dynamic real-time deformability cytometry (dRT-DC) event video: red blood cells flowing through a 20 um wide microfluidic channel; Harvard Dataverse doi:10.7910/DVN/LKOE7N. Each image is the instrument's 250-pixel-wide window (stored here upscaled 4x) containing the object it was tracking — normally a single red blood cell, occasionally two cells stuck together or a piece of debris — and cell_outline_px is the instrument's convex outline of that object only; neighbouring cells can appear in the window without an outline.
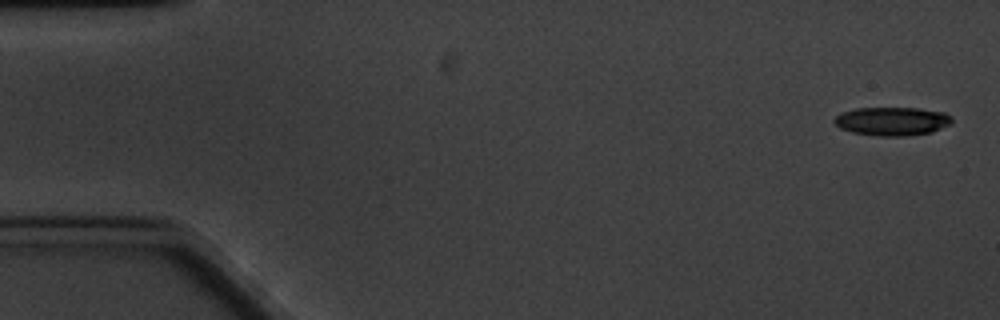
{"species": "common noctule bat (a hibernating species)", "species_latin": "Nyctalus noctula", "temperature_condition": "cold", "stored_images_in_passage": 6, "camera_frame_rate_fps": 3000, "um_per_image_px": 0.085, "animal": {"sex": "male", "body_mass_g": 20.1, "forearm_length_mm": 53.5}, "frame": {"image": 1, "passage_image": 1, "time_ms": 0.0, "image_size_px": [1000, 320], "cell_outline_px": [[952, 120], [948, 124], [932, 132], [908, 136], [880, 136], [852, 132], [840, 128], [832, 120], [836, 116], [844, 112], [856, 108], [920, 108], [944, 112], [952, 116]], "centroid_in_image_um": [75.83, 10.3], "position_along_channel_um": 9.2, "area_um2": 19.48}}
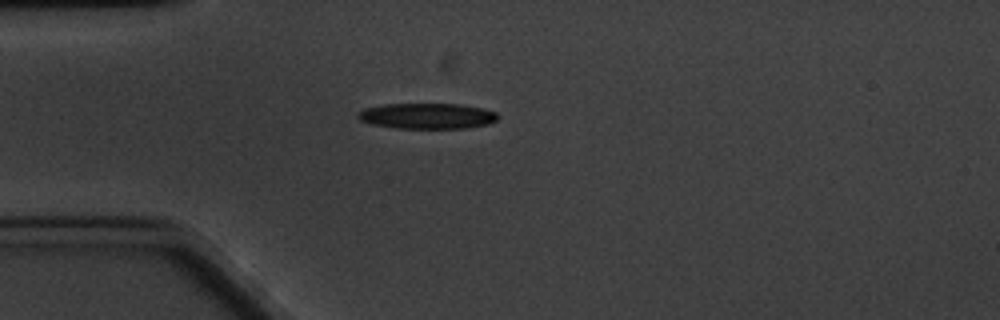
{"frame": {"image": 2, "passage_image": 5, "time_ms": 4.667, "image_size_px": [1000, 320], "cell_outline_px": [[500, 116], [496, 120], [488, 124], [464, 128], [396, 128], [372, 124], [360, 120], [356, 116], [364, 108], [384, 104], [460, 104], [484, 108], [496, 112]], "centroid_in_image_um": [36.33, 9.85], "position_along_channel_um": 48.7, "area_um2": 20.92}}